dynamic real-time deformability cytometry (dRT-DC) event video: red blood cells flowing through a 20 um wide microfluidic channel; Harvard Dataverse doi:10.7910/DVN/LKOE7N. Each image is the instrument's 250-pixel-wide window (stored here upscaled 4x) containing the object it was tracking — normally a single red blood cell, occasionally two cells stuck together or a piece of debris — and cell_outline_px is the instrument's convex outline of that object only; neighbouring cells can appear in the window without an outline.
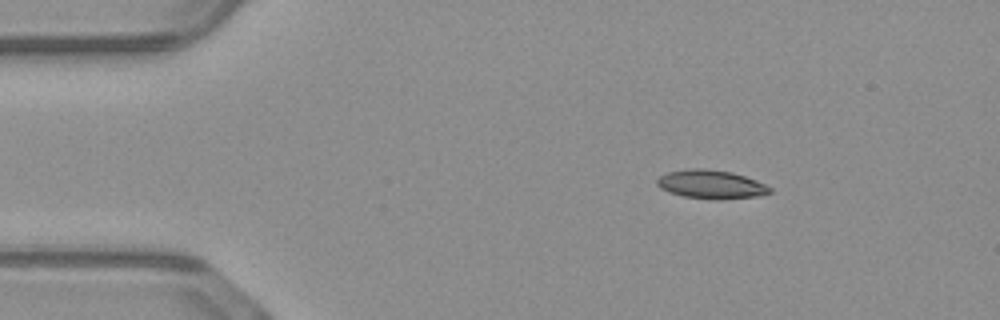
{"species": "common noctule bat (a hibernating species)", "species_latin": "Nyctalus noctula", "temperature_condition": "warm", "stored_images_in_passage": 11, "camera_frame_rate_fps": 3000, "um_per_image_px": 0.085, "animal": {"sex": "male", "body_mass_g": 23.1, "forearm_length_mm": 52.7}, "frame": {"image": 1, "passage_image": 1, "time_ms": 0.0, "image_size_px": [1000, 320], "cell_outline_px": [[772, 192], [760, 196], [720, 200], [716, 200], [684, 196], [668, 192], [660, 188], [656, 184], [656, 180], [660, 176], [668, 172], [688, 168], [704, 168], [732, 172], [756, 180], [772, 188]], "centroid_in_image_um": [60.44, 15.67], "position_along_channel_um": 24.6, "area_um2": 19.02}}
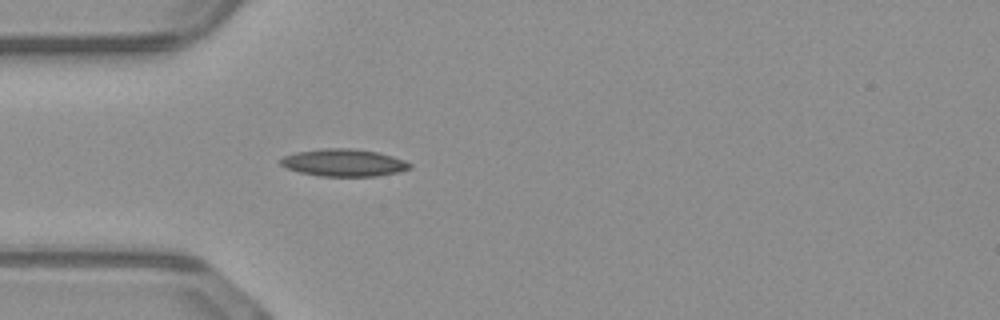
{"frame": {"image": 2, "passage_image": 8, "time_ms": 2.333, "image_size_px": [1000, 320], "cell_outline_px": [[412, 168], [400, 172], [376, 176], [320, 176], [300, 172], [288, 168], [280, 164], [280, 160], [284, 156], [296, 152], [324, 148], [352, 148], [376, 152], [392, 156], [404, 160], [412, 164]], "centroid_in_image_um": [29.25, 13.83], "position_along_channel_um": 55.8, "area_um2": 20.52}}